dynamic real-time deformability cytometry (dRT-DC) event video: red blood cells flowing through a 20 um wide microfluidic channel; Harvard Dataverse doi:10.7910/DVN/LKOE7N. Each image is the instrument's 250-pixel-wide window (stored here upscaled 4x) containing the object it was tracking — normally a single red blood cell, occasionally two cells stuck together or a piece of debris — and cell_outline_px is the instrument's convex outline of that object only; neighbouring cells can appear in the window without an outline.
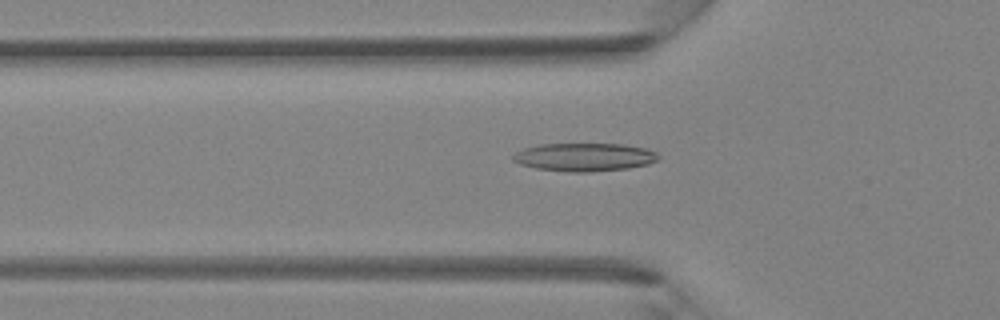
{"species": "Egyptian fruit bat (a non-hibernating species)", "species_latin": "Rousettus aegyptiacus", "temperature_condition": "room temperature", "stored_images_in_passage": 38, "camera_frame_rate_fps": 3000, "um_per_image_px": 0.085, "animal": {"sex": "female"}, "frame": {"image": 1, "passage_image": 13, "time_ms": 4.0, "image_size_px": [1000, 320], "cell_outline_px": [[660, 156], [656, 160], [648, 164], [628, 168], [588, 172], [568, 172], [536, 168], [520, 164], [512, 160], [512, 156], [516, 152], [524, 148], [536, 144], [624, 144], [644, 148], [656, 152]], "centroid_in_image_um": [49.65, 13.35], "position_along_channel_um": 76.2, "area_um2": 23.87}}
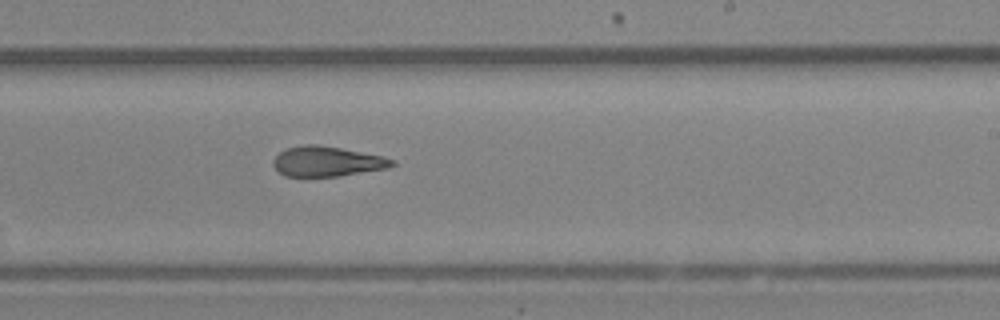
{"frame": {"image": 2, "passage_image": 25, "time_ms": 8.0, "image_size_px": [1000, 320], "cell_outline_px": [[396, 164], [388, 168], [340, 176], [284, 176], [272, 164], [272, 160], [280, 152], [288, 148], [304, 144], [320, 144], [384, 156], [396, 160]], "centroid_in_image_um": [27.83, 13.71], "position_along_channel_um": 261.2, "area_um2": 20.92}}
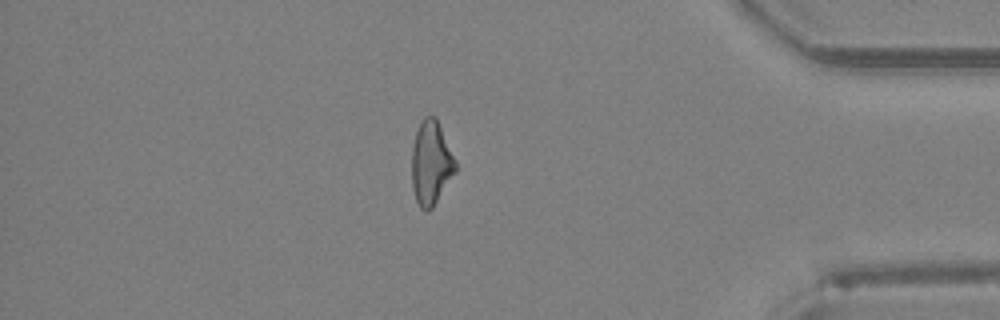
{"frame": {"image": 3, "passage_image": 36, "time_ms": 11.667, "image_size_px": [1000, 320], "cell_outline_px": [[456, 172], [432, 208], [428, 212], [424, 212], [420, 208], [416, 200], [412, 188], [412, 148], [416, 132], [424, 116], [436, 116], [456, 160]], "centroid_in_image_um": [36.64, 13.87], "position_along_channel_um": 398.6, "area_um2": 21.5}}